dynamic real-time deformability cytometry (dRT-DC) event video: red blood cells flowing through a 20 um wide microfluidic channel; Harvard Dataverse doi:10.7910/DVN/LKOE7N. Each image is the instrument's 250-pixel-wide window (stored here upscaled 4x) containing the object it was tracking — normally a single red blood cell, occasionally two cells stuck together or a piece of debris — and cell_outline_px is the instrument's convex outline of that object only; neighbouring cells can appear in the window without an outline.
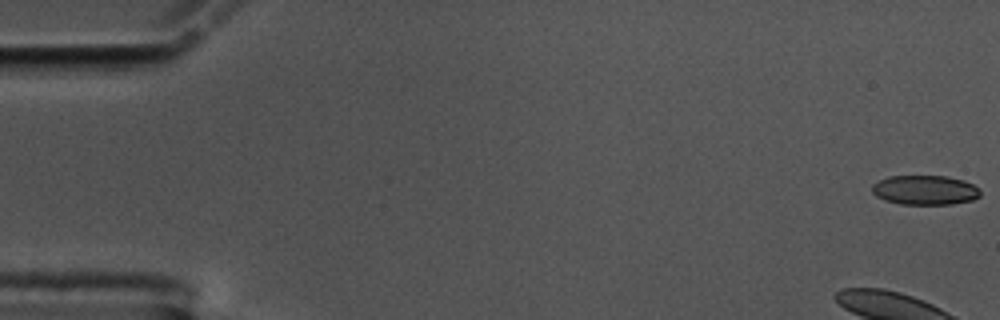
{"species": "common noctule bat (a hibernating species)", "species_latin": "Nyctalus noctula", "temperature_condition": "cold", "stored_images_in_passage": 57, "camera_frame_rate_fps": 3000, "um_per_image_px": 0.085, "animal": {"sex": "male", "body_mass_g": 17.5, "forearm_length_mm": 52.3}, "frame": {"image": 1, "passage_image": 1, "time_ms": 0.0, "image_size_px": [1000, 320], "cell_outline_px": [[980, 196], [972, 200], [952, 204], [900, 204], [884, 200], [876, 196], [872, 192], [872, 184], [888, 176], [948, 176], [964, 180], [980, 188]], "centroid_in_image_um": [78.63, 16.15], "position_along_channel_um": 6.4, "area_um2": 18.73}}